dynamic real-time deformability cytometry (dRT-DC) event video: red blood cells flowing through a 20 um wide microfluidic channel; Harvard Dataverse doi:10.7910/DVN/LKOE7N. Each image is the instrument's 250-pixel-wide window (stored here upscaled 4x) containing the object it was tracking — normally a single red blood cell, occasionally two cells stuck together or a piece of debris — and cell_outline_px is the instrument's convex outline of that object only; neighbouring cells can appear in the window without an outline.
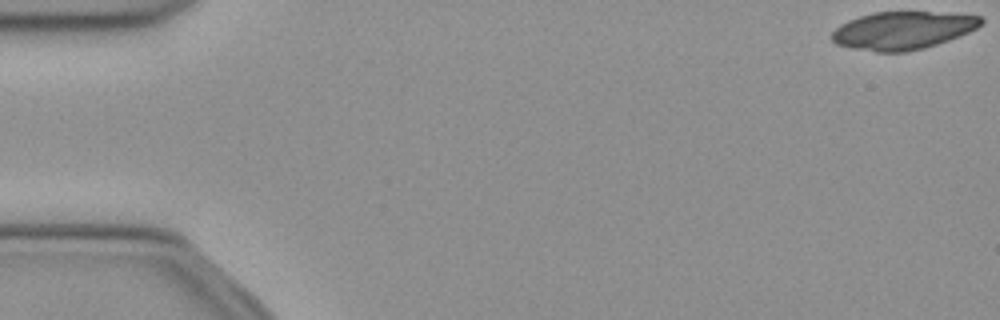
{"species": "common noctule bat (a hibernating species)", "species_latin": "Nyctalus noctula", "temperature_condition": "cold", "stored_images_in_passage": 18, "camera_frame_rate_fps": 3000, "um_per_image_px": 0.085, "animal": {"sex": "female", "body_mass_g": 21.9}, "frame": {"image": 1, "passage_image": 1, "time_ms": 0.0, "image_size_px": [1000, 320], "cell_outline_px": [[984, 24], [968, 32], [948, 40], [924, 48], [904, 52], [876, 52], [852, 48], [836, 44], [832, 40], [832, 32], [840, 24], [848, 20], [872, 12], [928, 12], [984, 16]], "centroid_in_image_um": [76.73, 2.58], "position_along_channel_um": 8.3, "area_um2": 32.83}}